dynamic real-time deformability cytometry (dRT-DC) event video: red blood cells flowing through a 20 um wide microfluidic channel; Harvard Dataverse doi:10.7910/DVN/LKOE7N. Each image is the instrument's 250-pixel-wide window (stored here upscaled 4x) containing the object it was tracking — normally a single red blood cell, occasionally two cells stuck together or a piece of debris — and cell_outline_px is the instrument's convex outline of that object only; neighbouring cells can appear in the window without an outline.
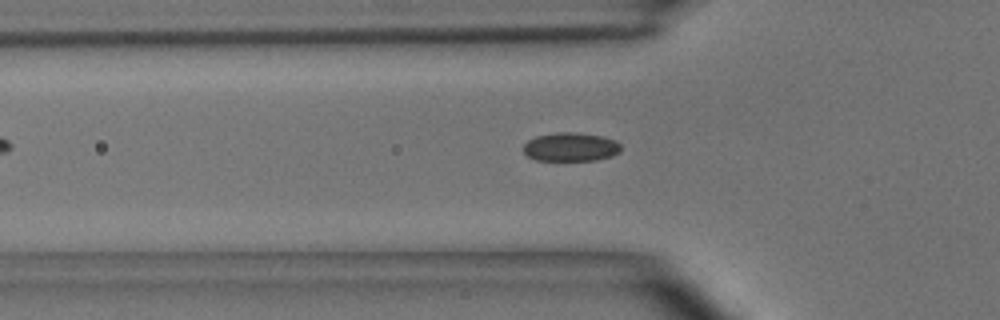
{"species": "common noctule bat (a hibernating species)", "species_latin": "Nyctalus noctula", "temperature_condition": "room temperature", "stored_images_in_passage": 20, "camera_frame_rate_fps": 3000, "um_per_image_px": 0.085, "animal": {"sex": "male", "body_mass_g": 15.6}, "frame": {"image": 1, "passage_image": 9, "time_ms": 2.667, "image_size_px": [1000, 320], "cell_outline_px": [[620, 152], [612, 156], [596, 160], [536, 160], [528, 156], [524, 152], [524, 144], [528, 140], [536, 136], [556, 132], [576, 132], [604, 136], [616, 140], [620, 144]], "centroid_in_image_um": [48.53, 12.48], "position_along_channel_um": 77.3, "area_um2": 16.42}}